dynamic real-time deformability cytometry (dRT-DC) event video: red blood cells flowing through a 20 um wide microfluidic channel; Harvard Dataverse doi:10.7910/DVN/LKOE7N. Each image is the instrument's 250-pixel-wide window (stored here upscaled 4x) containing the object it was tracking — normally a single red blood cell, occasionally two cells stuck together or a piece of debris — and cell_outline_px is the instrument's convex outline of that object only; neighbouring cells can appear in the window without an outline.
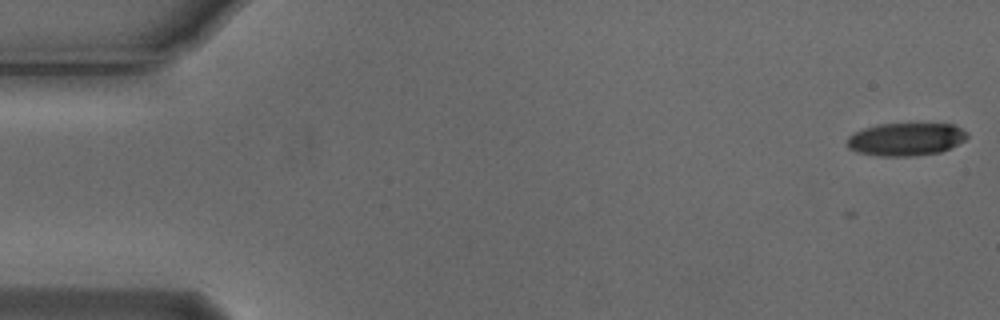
{"species": "Egyptian fruit bat (a non-hibernating species)", "species_latin": "Rousettus aegyptiacus", "temperature_condition": "cold", "stored_images_in_passage": 3, "camera_frame_rate_fps": 3000, "um_per_image_px": 0.085, "animal": {"sex": "male"}, "frame": {"image": 1, "passage_image": 1, "time_ms": 0.0, "image_size_px": [1000, 320], "cell_outline_px": [[968, 136], [964, 140], [940, 152], [916, 156], [880, 156], [856, 152], [848, 148], [848, 136], [864, 128], [880, 124], [952, 124], [968, 132]], "centroid_in_image_um": [76.99, 11.84], "position_along_channel_um": 8.0, "area_um2": 22.83}}